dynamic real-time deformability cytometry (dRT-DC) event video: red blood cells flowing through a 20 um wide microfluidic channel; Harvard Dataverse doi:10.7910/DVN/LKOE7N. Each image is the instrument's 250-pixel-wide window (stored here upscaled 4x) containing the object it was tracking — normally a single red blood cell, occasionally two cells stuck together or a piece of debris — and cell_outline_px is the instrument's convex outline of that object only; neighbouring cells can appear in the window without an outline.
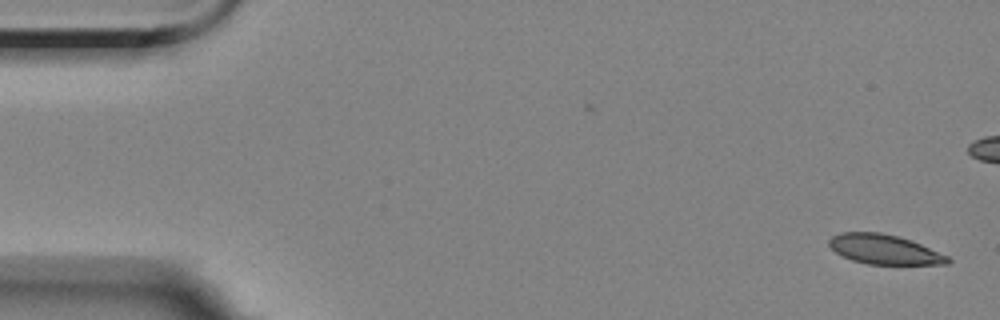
{"species": "Egyptian fruit bat (a non-hibernating species)", "species_latin": "Rousettus aegyptiacus", "temperature_condition": "room temperature", "stored_images_in_passage": 5, "camera_frame_rate_fps": 3000, "um_per_image_px": 0.085, "animal": {"sex": "female"}, "frame": {"image": 1, "passage_image": 1, "time_ms": 0.0, "image_size_px": [1000, 320], "cell_outline_px": [[952, 260], [948, 264], [868, 264], [852, 260], [836, 252], [828, 244], [828, 240], [832, 236], [840, 232], [880, 232], [896, 236], [920, 244], [948, 256]], "centroid_in_image_um": [75.14, 21.2], "position_along_channel_um": 9.9, "area_um2": 20.23}}